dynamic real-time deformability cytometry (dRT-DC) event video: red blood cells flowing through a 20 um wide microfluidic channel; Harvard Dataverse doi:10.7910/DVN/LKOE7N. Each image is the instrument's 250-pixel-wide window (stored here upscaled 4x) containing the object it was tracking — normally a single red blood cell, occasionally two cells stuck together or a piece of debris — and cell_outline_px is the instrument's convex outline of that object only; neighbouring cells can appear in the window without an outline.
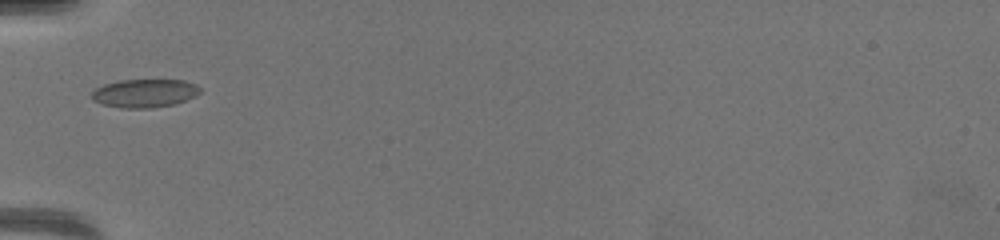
{"species": "common noctule bat (a hibernating species)", "species_latin": "Nyctalus noctula", "temperature_condition": "warm", "stored_images_in_passage": 6, "camera_frame_rate_fps": 3000, "um_per_image_px": 0.085, "animal": {"sex": "female", "body_mass_g": 19.5, "forearm_length_mm": 54.1}, "frame": {"image": 1, "passage_image": 1, "time_ms": 0.0, "image_size_px": [1000, 240], "cell_outline_px": [[200, 92], [196, 96], [176, 104], [152, 108], [120, 108], [104, 104], [92, 100], [92, 92], [96, 88], [104, 84], [120, 80], [184, 80], [196, 84], [200, 88]], "centroid_in_image_um": [12.31, 7.93], "position_along_channel_um": 72.7, "area_um2": 17.98}}
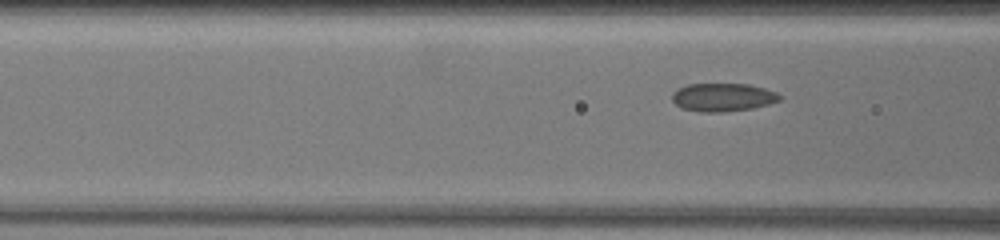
{"frame": {"image": 2, "passage_image": 4, "time_ms": 1.0, "image_size_px": [1000, 240], "cell_outline_px": [[780, 100], [768, 104], [752, 108], [724, 112], [700, 112], [684, 108], [676, 104], [672, 100], [672, 92], [688, 84], [748, 84], [764, 88], [776, 92], [780, 96]], "centroid_in_image_um": [61.44, 8.27], "position_along_channel_um": 105.2, "area_um2": 17.51}}